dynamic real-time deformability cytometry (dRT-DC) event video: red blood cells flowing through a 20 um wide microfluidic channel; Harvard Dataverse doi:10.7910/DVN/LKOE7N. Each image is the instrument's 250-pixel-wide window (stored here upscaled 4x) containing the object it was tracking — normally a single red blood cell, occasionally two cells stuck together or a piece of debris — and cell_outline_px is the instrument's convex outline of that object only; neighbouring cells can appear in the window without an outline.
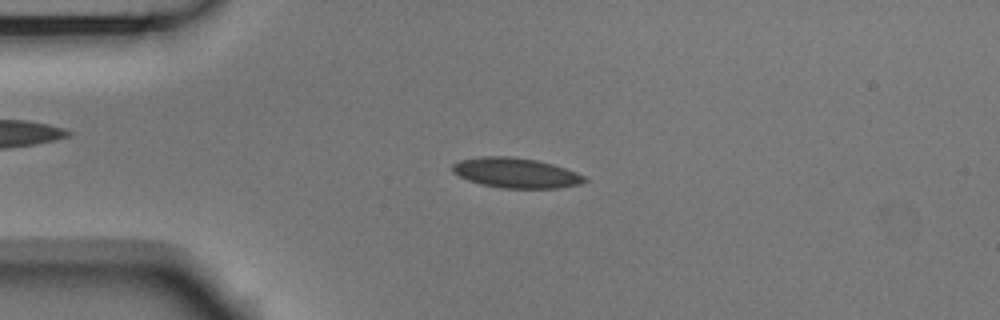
{"species": "Egyptian fruit bat (a non-hibernating species)", "species_latin": "Rousettus aegyptiacus", "temperature_condition": "room temperature", "stored_images_in_passage": 44, "camera_frame_rate_fps": 3000, "um_per_image_px": 0.085, "animal": {"sex": "male"}, "frame": {"image": 1, "passage_image": 3, "time_ms": 0.667, "image_size_px": [1000, 320], "cell_outline_px": [[588, 180], [580, 184], [556, 188], [504, 188], [480, 184], [468, 180], [452, 172], [452, 164], [460, 160], [480, 156], [508, 156], [536, 160], [552, 164], [576, 172], [584, 176]], "centroid_in_image_um": [43.82, 14.69], "position_along_channel_um": 41.2, "area_um2": 23.0}}
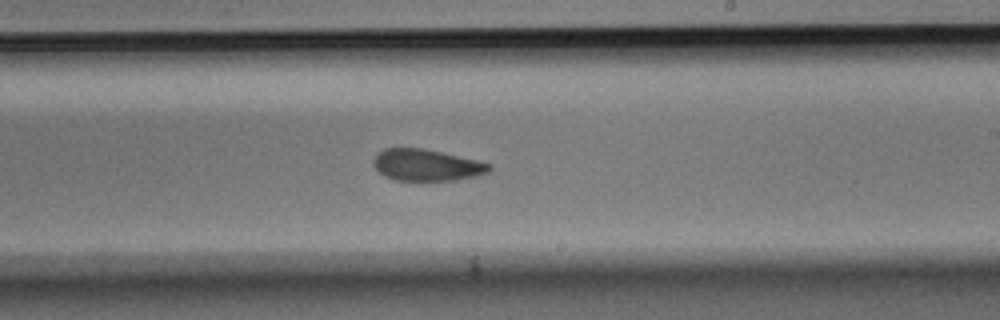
{"frame": {"image": 2, "passage_image": 22, "time_ms": 7.0, "image_size_px": [1000, 320], "cell_outline_px": [[492, 168], [488, 172], [476, 176], [456, 180], [420, 184], [396, 180], [384, 176], [372, 164], [372, 160], [376, 152], [384, 148], [424, 148], [476, 160], [492, 164]], "centroid_in_image_um": [36.22, 14.07], "position_along_channel_um": 252.8, "area_um2": 22.25}}
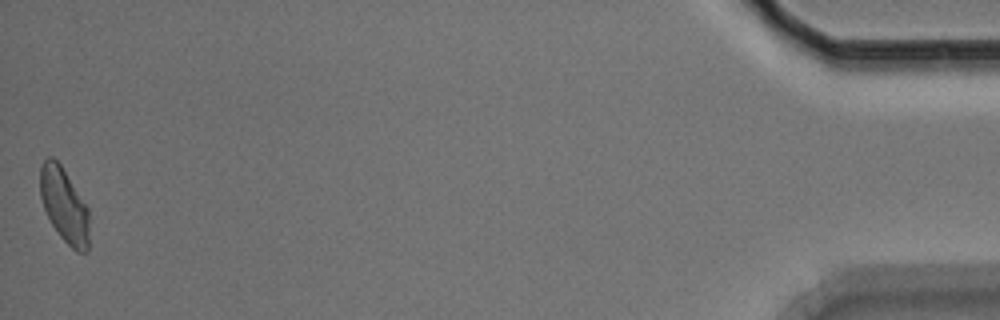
{"frame": {"image": 3, "passage_image": 44, "time_ms": 14.333, "image_size_px": [1000, 320], "cell_outline_px": [[88, 252], [76, 252], [60, 236], [52, 224], [44, 208], [40, 196], [40, 168], [44, 160], [48, 156], [52, 156], [60, 164], [88, 208]], "centroid_in_image_um": [5.45, 17.45], "position_along_channel_um": 429.8, "area_um2": 20.98}, "authors_computed_cell_mechanics": {"area_um2": 22.4553, "velocity_mm_per_s": 3.7103, "shape_relaxation_time_tau1_ms": 5.2985, "shape_relaxation_time_tau2_ms": 3.3169, "deformation_change_tau1": 0.1309, "deformation_change_tau2": 0.081}}